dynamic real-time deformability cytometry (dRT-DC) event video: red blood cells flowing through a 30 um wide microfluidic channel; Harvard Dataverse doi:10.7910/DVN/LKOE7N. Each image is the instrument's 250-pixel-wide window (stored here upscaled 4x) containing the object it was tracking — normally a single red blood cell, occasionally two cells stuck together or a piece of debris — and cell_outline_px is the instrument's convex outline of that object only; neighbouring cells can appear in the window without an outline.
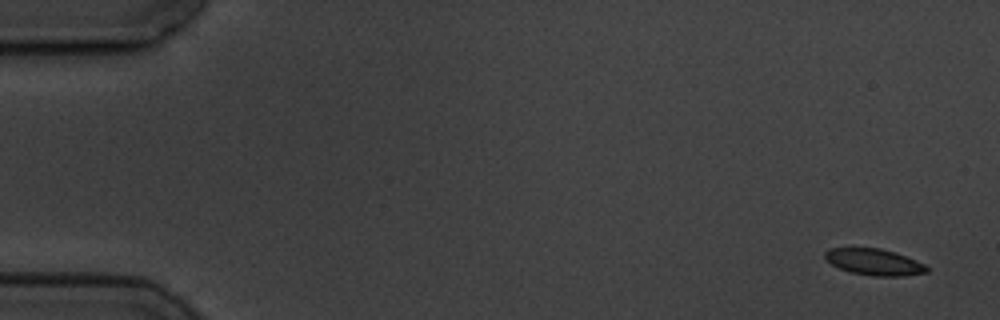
{"species": "common noctule bat (a hibernating species)", "species_latin": "Nyctalus noctula", "temperature_condition": "cold", "stored_images_in_passage": 3, "camera_frame_rate_fps": 3000, "um_per_image_px": 0.085, "animal": {"sex": "male", "body_mass_g": 19.5, "forearm_length_mm": 54.6}, "frame": {"image": 1, "passage_image": 1, "time_ms": 0.0, "image_size_px": [1000, 320], "cell_outline_px": [[928, 272], [904, 276], [872, 276], [848, 272], [832, 264], [824, 256], [824, 252], [828, 248], [880, 248], [896, 252], [916, 260], [924, 264], [928, 268]], "centroid_in_image_um": [74.31, 22.27], "position_along_channel_um": 10.7, "area_um2": 15.72}}